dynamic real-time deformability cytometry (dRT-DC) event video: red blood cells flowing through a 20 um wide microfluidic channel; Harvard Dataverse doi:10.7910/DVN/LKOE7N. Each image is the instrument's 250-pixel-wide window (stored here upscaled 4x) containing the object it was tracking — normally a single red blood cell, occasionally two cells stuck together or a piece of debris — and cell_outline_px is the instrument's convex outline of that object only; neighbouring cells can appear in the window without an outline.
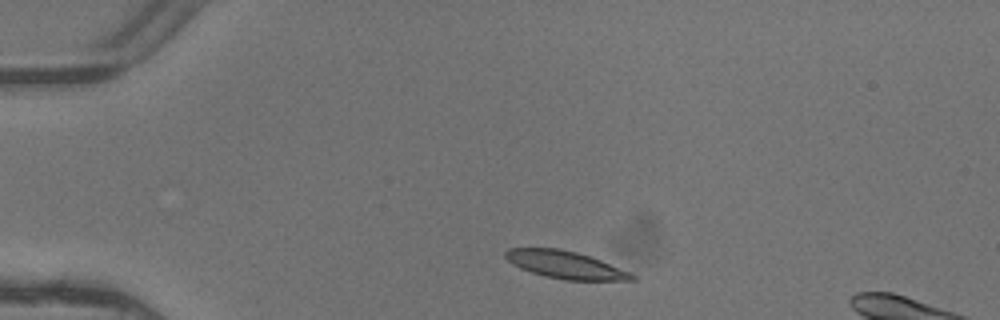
{"species": "common noctule bat (a hibernating species)", "species_latin": "Nyctalus noctula", "temperature_condition": "warm", "stored_images_in_passage": 3, "segment_of_instrument_passage": [1, 2], "camera_frame_rate_fps": 3000, "um_per_image_px": 0.085, "animal": {"sex": "female"}, "frame": {"image": 1, "passage_image": 1, "time_ms": 0.0, "image_size_px": [1000, 320], "cell_outline_px": [[636, 280], [564, 280], [544, 276], [520, 268], [512, 264], [504, 256], [504, 252], [508, 248], [560, 248], [576, 252], [600, 260], [628, 272], [636, 276]], "centroid_in_image_um": [48.0, 22.5], "position_along_channel_um": 37.0, "area_um2": 20.06}}